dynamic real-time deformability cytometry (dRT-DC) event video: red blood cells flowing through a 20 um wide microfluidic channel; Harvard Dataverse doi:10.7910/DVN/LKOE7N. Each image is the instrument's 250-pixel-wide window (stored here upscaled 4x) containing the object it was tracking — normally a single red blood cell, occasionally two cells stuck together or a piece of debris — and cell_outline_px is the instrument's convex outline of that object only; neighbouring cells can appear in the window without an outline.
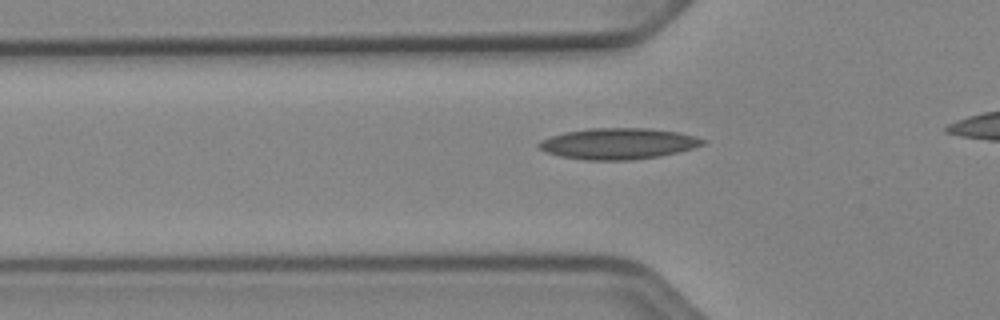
{"species": "Egyptian fruit bat (a non-hibernating species)", "species_latin": "Rousettus aegyptiacus", "temperature_condition": "cold", "stored_images_in_passage": 33, "camera_frame_rate_fps": 3000, "um_per_image_px": 0.085, "animal": {"sex": "female"}, "frame": {"image": 1, "passage_image": 8, "time_ms": 2.333, "image_size_px": [1000, 320], "cell_outline_px": [[708, 140], [704, 144], [692, 148], [660, 156], [632, 160], [584, 160], [560, 156], [544, 152], [536, 144], [540, 140], [564, 132], [588, 128], [648, 128], [680, 132], [696, 136]], "centroid_in_image_um": [52.54, 12.2], "position_along_channel_um": 73.3, "area_um2": 29.88}}
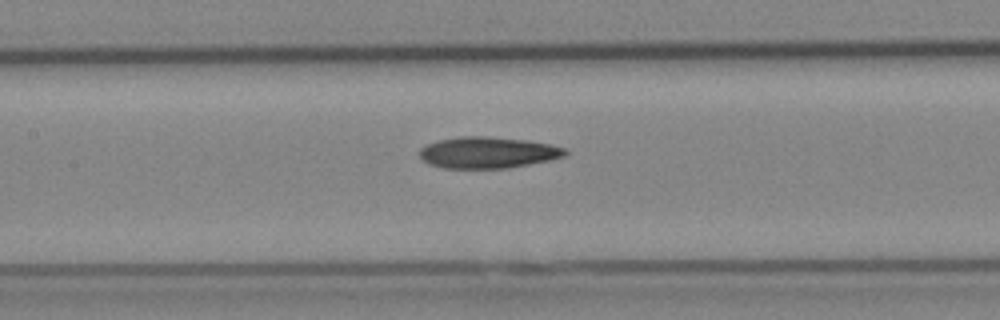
{"frame": {"image": 2, "passage_image": 15, "time_ms": 4.667, "image_size_px": [1000, 320], "cell_outline_px": [[568, 152], [564, 156], [548, 160], [508, 168], [444, 168], [428, 164], [420, 160], [420, 148], [428, 144], [440, 140], [460, 136], [488, 136], [528, 140], [552, 144], [568, 148]], "centroid_in_image_um": [41.47, 12.96], "position_along_channel_um": 165.9, "area_um2": 26.76}}
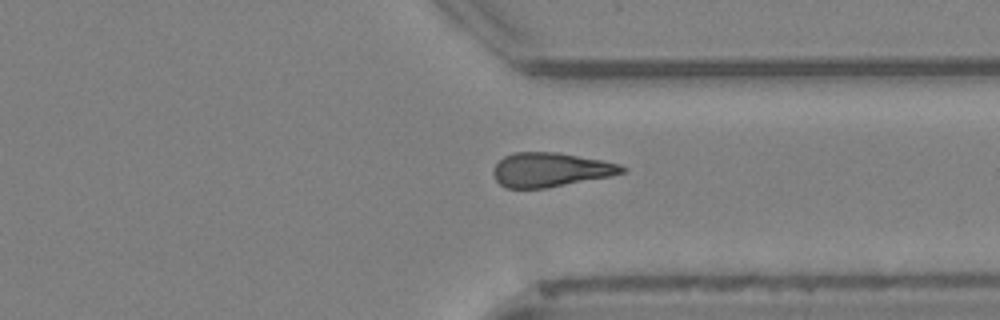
{"frame": {"image": 3, "passage_image": 30, "time_ms": 9.667, "image_size_px": [1000, 320], "cell_outline_px": [[628, 168], [624, 172], [608, 176], [548, 188], [508, 188], [500, 184], [496, 180], [492, 172], [496, 164], [504, 156], [512, 152], [556, 152], [600, 160], [620, 164]], "centroid_in_image_um": [46.76, 14.42], "position_along_channel_um": 364.6, "area_um2": 25.43}}